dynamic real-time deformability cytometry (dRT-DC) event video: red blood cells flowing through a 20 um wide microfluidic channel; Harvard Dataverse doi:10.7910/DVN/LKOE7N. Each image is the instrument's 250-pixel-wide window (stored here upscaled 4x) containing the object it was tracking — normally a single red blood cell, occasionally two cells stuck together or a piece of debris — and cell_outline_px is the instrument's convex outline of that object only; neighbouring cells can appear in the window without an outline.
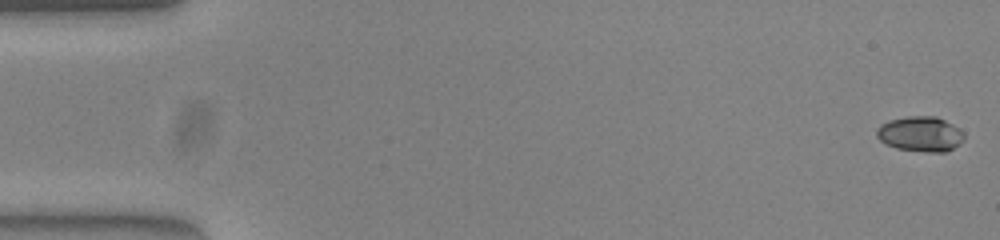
{"species": "common noctule bat (a hibernating species)", "species_latin": "Nyctalus noctula", "temperature_condition": "warm", "stored_images_in_passage": 22, "camera_frame_rate_fps": 3000, "um_per_image_px": 0.085, "animal": {"sex": "female", "body_mass_g": 23.0, "forearm_length_mm": 53.4}, "frame": {"image": 1, "passage_image": 1, "time_ms": 0.0, "image_size_px": [1000, 240], "cell_outline_px": [[964, 140], [960, 144], [944, 152], [928, 152], [896, 148], [884, 144], [876, 136], [876, 128], [880, 124], [888, 120], [908, 116], [936, 116], [952, 124], [964, 132]], "centroid_in_image_um": [78.21, 11.38], "position_along_channel_um": 6.8, "area_um2": 18.03}}
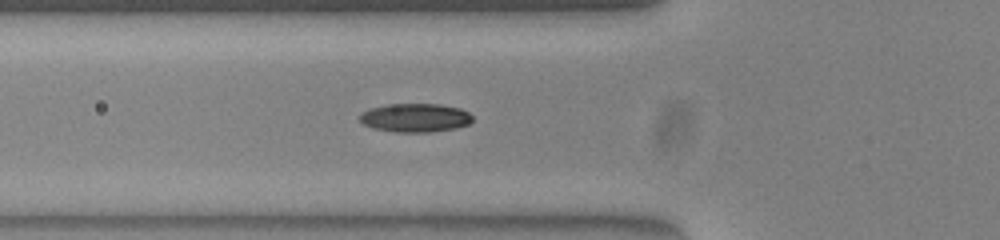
{"frame": {"image": 2, "passage_image": 19, "time_ms": 6.0, "image_size_px": [1000, 240], "cell_outline_px": [[472, 120], [468, 124], [456, 128], [432, 132], [396, 132], [372, 128], [364, 124], [360, 120], [360, 112], [368, 108], [388, 104], [440, 104], [460, 108], [468, 112], [472, 116]], "centroid_in_image_um": [35.27, 10.0], "position_along_channel_um": 90.5, "area_um2": 18.96}}
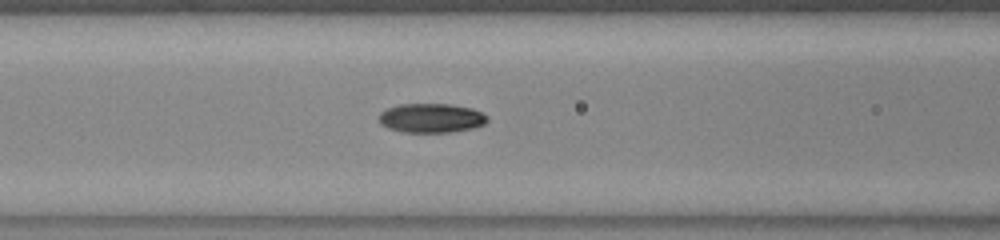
{"frame": {"image": 3, "passage_image": 22, "time_ms": 7.0, "image_size_px": [1000, 240], "cell_outline_px": [[488, 120], [484, 124], [472, 128], [448, 132], [400, 132], [388, 128], [380, 124], [380, 112], [388, 108], [400, 104], [452, 104], [472, 108], [488, 116]], "centroid_in_image_um": [36.65, 10.03], "position_along_channel_um": 129.9, "area_um2": 18.44}}